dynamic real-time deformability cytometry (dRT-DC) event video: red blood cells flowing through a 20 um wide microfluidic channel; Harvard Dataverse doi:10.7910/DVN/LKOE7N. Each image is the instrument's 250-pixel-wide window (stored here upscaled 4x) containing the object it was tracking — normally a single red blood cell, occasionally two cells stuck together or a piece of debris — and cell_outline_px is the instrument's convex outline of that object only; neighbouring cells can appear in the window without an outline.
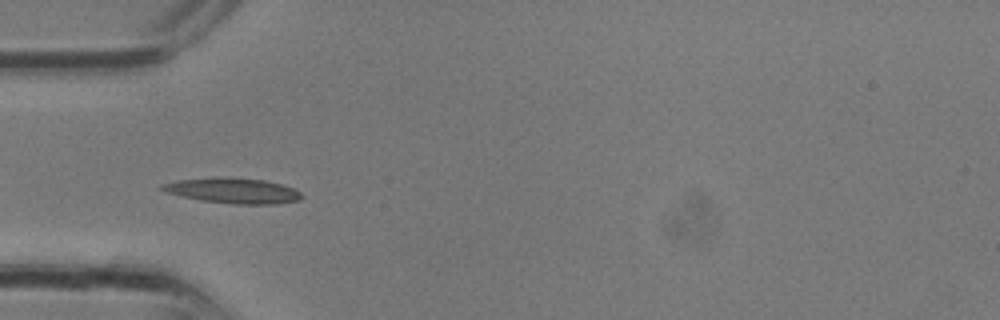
{"species": "common noctule bat (a hibernating species)", "species_latin": "Nyctalus noctula", "temperature_condition": "room temperature", "stored_images_in_passage": 17, "camera_frame_rate_fps": 3000, "um_per_image_px": 0.085, "animal": {"sex": "male", "body_mass_g": 13.3}, "frame": {"image": 1, "passage_image": 10, "time_ms": 3.0, "image_size_px": [1000, 320], "cell_outline_px": [[304, 196], [300, 200], [276, 204], [232, 204], [200, 200], [164, 192], [156, 188], [160, 184], [180, 180], [216, 176], [220, 176], [264, 180], [280, 184], [292, 188], [300, 192]], "centroid_in_image_um": [19.75, 16.2], "position_along_channel_um": 65.2, "area_um2": 20.87}}
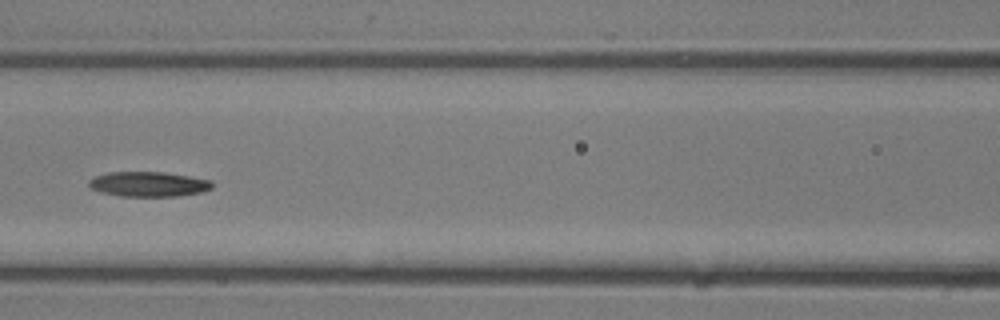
{"frame": {"image": 2, "passage_image": 14, "time_ms": 4.333, "image_size_px": [1000, 320], "cell_outline_px": [[212, 188], [200, 192], [176, 196], [120, 196], [100, 192], [92, 188], [88, 184], [88, 180], [96, 176], [108, 172], [160, 172], [188, 176], [212, 180]], "centroid_in_image_um": [12.6, 15.65], "position_along_channel_um": 154.0, "area_um2": 17.74}}
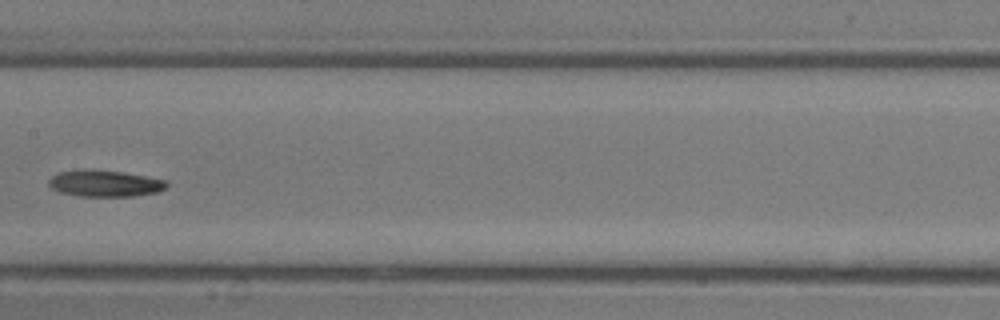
{"frame": {"image": 3, "passage_image": 16, "time_ms": 5.0, "image_size_px": [1000, 320], "cell_outline_px": [[168, 188], [156, 192], [132, 196], [80, 196], [60, 192], [52, 188], [48, 184], [48, 180], [56, 172], [84, 168], [120, 172], [144, 176], [164, 180], [168, 184]], "centroid_in_image_um": [8.86, 15.58], "position_along_channel_um": 198.5, "area_um2": 18.21}}